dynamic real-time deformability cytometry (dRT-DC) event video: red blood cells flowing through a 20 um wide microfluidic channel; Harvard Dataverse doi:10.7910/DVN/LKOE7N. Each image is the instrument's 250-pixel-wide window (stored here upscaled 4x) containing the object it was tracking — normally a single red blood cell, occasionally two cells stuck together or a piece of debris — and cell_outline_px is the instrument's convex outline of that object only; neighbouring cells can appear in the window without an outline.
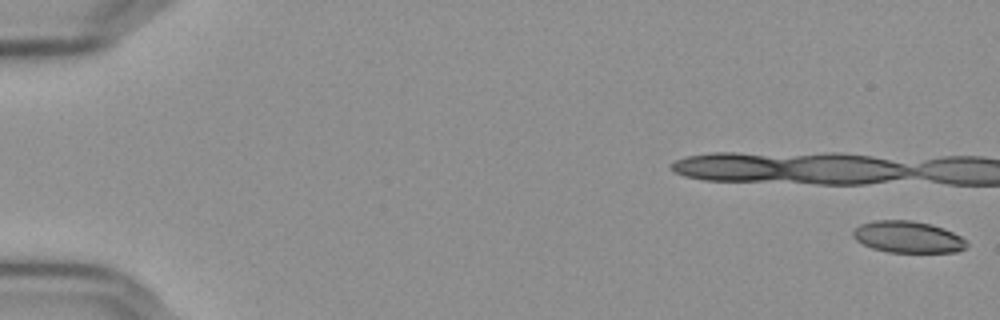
{"species": "Egyptian fruit bat (a non-hibernating species)", "species_latin": "Rousettus aegyptiacus", "temperature_condition": "cold", "stored_images_in_passage": 53, "camera_frame_rate_fps": 3000, "um_per_image_px": 0.085, "frame": {"image": 1, "passage_image": 1, "time_ms": 0.0, "image_size_px": [1000, 320], "cell_outline_px": [[968, 244], [964, 248], [956, 252], [888, 252], [872, 248], [856, 240], [852, 236], [852, 232], [860, 224], [876, 220], [912, 220], [932, 224], [944, 228], [968, 240]], "centroid_in_image_um": [77.18, 20.14], "position_along_channel_um": 7.8, "area_um2": 21.04}}